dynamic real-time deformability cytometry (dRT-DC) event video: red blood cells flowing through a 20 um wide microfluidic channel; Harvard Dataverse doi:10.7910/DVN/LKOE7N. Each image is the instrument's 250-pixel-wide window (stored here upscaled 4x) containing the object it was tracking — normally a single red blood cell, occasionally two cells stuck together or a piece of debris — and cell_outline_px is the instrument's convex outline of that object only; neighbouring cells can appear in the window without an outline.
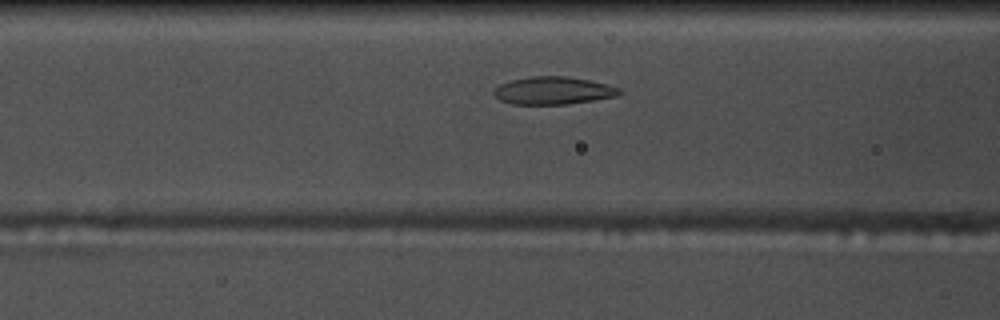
{"species": "common noctule bat (a hibernating species)", "species_latin": "Nyctalus noctula", "temperature_condition": "warm", "stored_images_in_passage": 34, "camera_frame_rate_fps": 3000, "um_per_image_px": 0.085, "animal": {"sex": "male", "body_mass_g": 17.5, "forearm_length_mm": 52.3}, "frame": {"image": 1, "passage_image": 10, "time_ms": 3.0, "image_size_px": [1000, 320], "cell_outline_px": [[624, 92], [616, 96], [568, 104], [512, 104], [500, 100], [492, 92], [500, 84], [512, 80], [532, 76], [564, 76], [588, 80], [620, 88]], "centroid_in_image_um": [47.02, 7.7], "position_along_channel_um": 119.6, "area_um2": 20.0}}
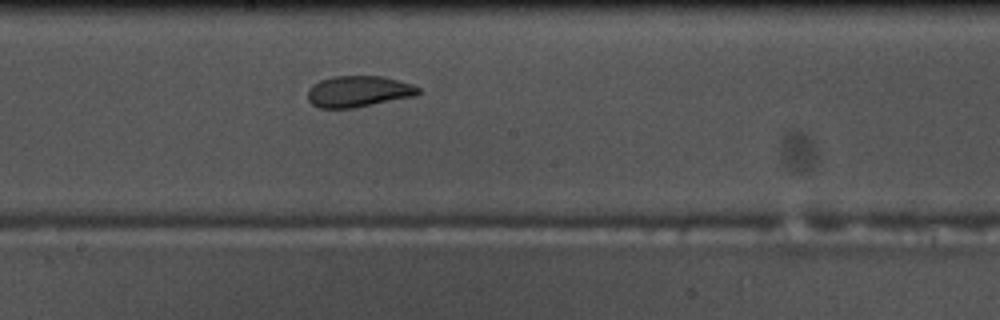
{"frame": {"image": 2, "passage_image": 18, "time_ms": 5.667, "image_size_px": [1000, 320], "cell_outline_px": [[420, 92], [416, 96], [356, 108], [320, 108], [312, 104], [308, 100], [308, 88], [320, 80], [332, 76], [384, 76], [412, 84], [420, 88]], "centroid_in_image_um": [30.48, 7.77], "position_along_channel_um": 217.7, "area_um2": 20.35}}
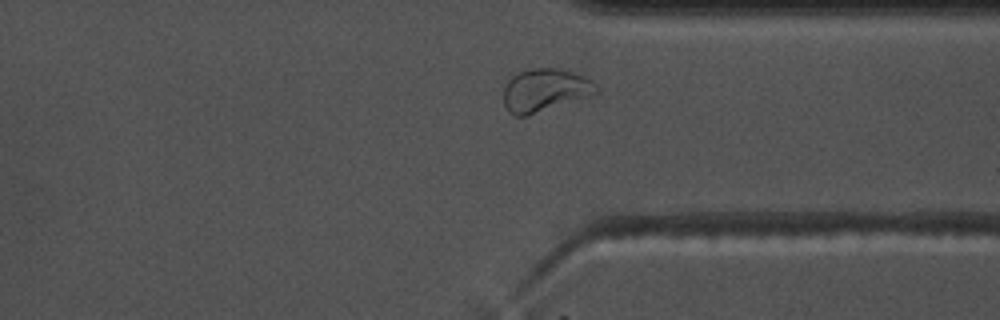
{"frame": {"image": 3, "passage_image": 30, "time_ms": 9.667, "image_size_px": [1000, 320], "cell_outline_px": [[600, 92], [524, 116], [512, 116], [508, 112], [504, 104], [504, 88], [508, 80], [512, 76], [520, 72], [532, 68], [560, 68], [584, 76], [596, 84]], "centroid_in_image_um": [46.29, 7.65], "position_along_channel_um": 365.1, "area_um2": 22.83}, "authors_computed_cell_mechanics": {"area_um2": 20.1433, "velocity_mm_per_s": 3.6972, "shape_relaxation_time_tau1_ms": 5.5792, "shape_relaxation_time_tau2_ms": 1.2323, "deformation_change_tau1": 0.1526, "deformation_change_tau2": 0.0652}}